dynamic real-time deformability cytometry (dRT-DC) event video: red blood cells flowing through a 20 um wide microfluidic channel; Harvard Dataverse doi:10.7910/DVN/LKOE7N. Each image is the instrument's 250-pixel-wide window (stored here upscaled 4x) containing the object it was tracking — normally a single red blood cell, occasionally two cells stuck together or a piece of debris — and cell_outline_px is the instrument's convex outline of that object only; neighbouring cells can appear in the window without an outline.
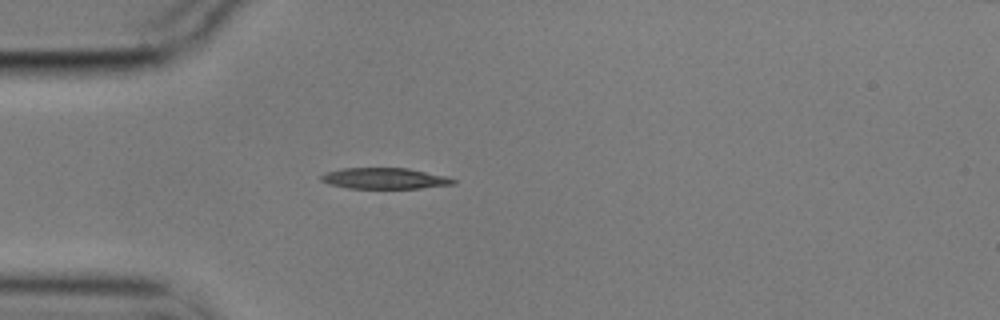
{"species": "common noctule bat (a hibernating species)", "species_latin": "Nyctalus noctula", "temperature_condition": "cold", "stored_images_in_passage": 42, "camera_frame_rate_fps": 3000, "um_per_image_px": 0.085, "animal": {"sex": "male", "body_mass_g": 17.9}, "frame": {"image": 1, "passage_image": 1, "time_ms": 0.0, "image_size_px": [1000, 320], "cell_outline_px": [[456, 184], [420, 188], [348, 188], [332, 184], [320, 180], [320, 176], [324, 172], [340, 168], [408, 168], [448, 176], [456, 180]], "centroid_in_image_um": [32.71, 15.15], "position_along_channel_um": 52.3, "area_um2": 16.24}}
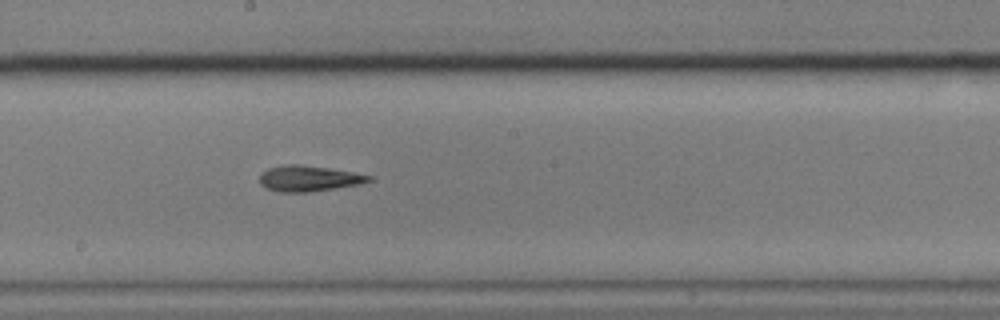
{"frame": {"image": 2, "passage_image": 16, "time_ms": 5.0, "image_size_px": [1000, 320], "cell_outline_px": [[372, 180], [360, 184], [308, 192], [280, 192], [264, 188], [260, 184], [260, 176], [268, 168], [284, 164], [296, 164], [328, 168], [352, 172], [372, 176]], "centroid_in_image_um": [26.21, 15.17], "position_along_channel_um": 222.0, "area_um2": 16.24}}
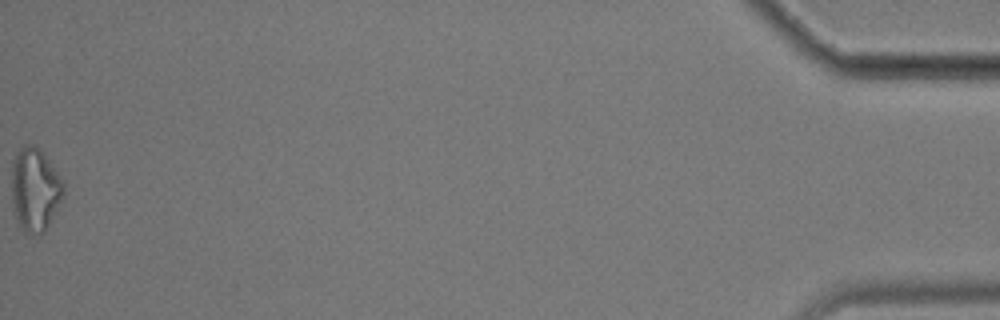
{"frame": {"image": 3, "passage_image": 42, "time_ms": 13.667, "image_size_px": [1000, 320], "cell_outline_px": [[64, 196], [44, 232], [40, 236], [32, 236], [24, 232], [12, 208], [12, 160], [16, 152], [24, 144], [32, 144], [44, 152], [64, 180]], "centroid_in_image_um": [2.99, 16.1], "position_along_channel_um": 432.2, "area_um2": 25.72}, "authors_computed_cell_mechanics": {"area_um2": 16.7909, "velocity_mm_per_s": 3.5516, "shape_relaxation_time_tau1_ms": 4.7818, "shape_relaxation_time_tau2_ms": 7.4498, "deformation_change_tau1": 0.1255, "deformation_change_tau2": 0.1981}}